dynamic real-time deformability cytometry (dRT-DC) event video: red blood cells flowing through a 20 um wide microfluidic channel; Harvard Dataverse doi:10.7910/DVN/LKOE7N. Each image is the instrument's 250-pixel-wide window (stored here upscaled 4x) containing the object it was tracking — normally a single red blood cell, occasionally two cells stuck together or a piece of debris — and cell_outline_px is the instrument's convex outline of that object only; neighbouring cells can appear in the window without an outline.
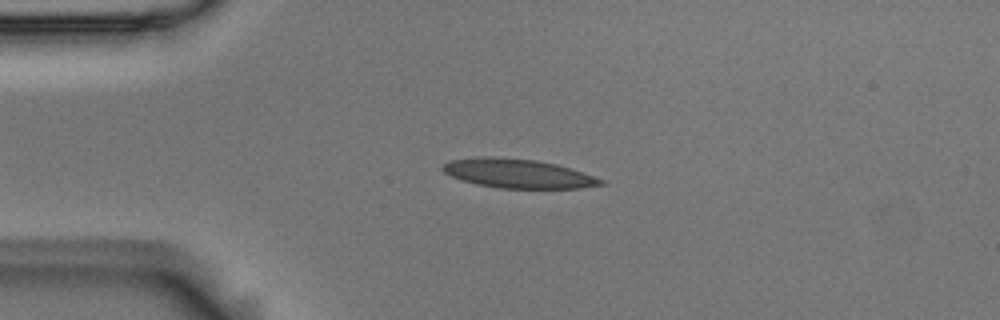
{"species": "Egyptian fruit bat (a non-hibernating species)", "species_latin": "Rousettus aegyptiacus", "temperature_condition": "room temperature", "stored_images_in_passage": 4, "camera_frame_rate_fps": 3000, "um_per_image_px": 0.085, "animal": {"sex": "male"}, "frame": {"image": 1, "passage_image": 3, "time_ms": 0.667, "image_size_px": [1000, 320], "cell_outline_px": [[604, 184], [580, 188], [500, 188], [480, 184], [464, 180], [452, 176], [444, 172], [440, 168], [448, 160], [480, 156], [492, 156], [536, 160], [556, 164], [604, 180]], "centroid_in_image_um": [43.98, 14.73], "position_along_channel_um": 41.0, "area_um2": 26.41}}